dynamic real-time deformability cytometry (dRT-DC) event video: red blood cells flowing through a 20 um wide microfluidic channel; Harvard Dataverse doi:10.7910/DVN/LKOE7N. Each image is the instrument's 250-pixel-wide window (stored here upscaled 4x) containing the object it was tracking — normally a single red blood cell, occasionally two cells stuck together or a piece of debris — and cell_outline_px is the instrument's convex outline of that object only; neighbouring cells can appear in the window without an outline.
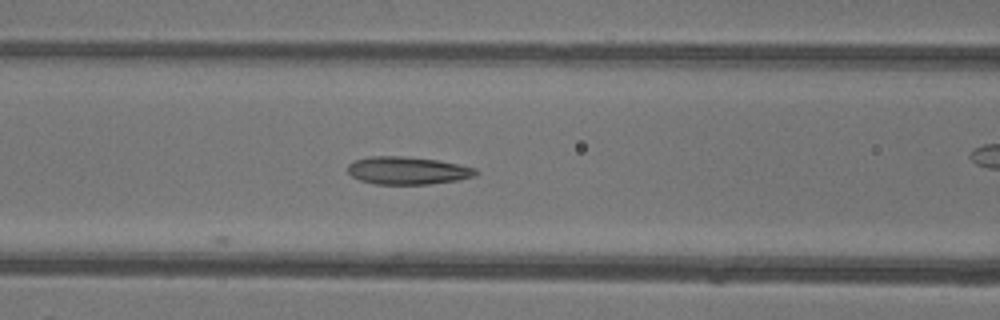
{"species": "common noctule bat (a hibernating species)", "species_latin": "Nyctalus noctula", "temperature_condition": "warm", "stored_images_in_passage": 7, "camera_frame_rate_fps": 3000, "um_per_image_px": 0.085, "animal": {"sex": "female"}, "frame": {"image": 1, "passage_image": 7, "time_ms": 2.0, "image_size_px": [1000, 320], "cell_outline_px": [[480, 172], [476, 176], [460, 180], [428, 184], [376, 184], [360, 180], [352, 176], [348, 172], [348, 164], [352, 160], [368, 156], [404, 156], [436, 160], [476, 168]], "centroid_in_image_um": [34.64, 14.49], "position_along_channel_um": 132.0, "area_um2": 20.81}}